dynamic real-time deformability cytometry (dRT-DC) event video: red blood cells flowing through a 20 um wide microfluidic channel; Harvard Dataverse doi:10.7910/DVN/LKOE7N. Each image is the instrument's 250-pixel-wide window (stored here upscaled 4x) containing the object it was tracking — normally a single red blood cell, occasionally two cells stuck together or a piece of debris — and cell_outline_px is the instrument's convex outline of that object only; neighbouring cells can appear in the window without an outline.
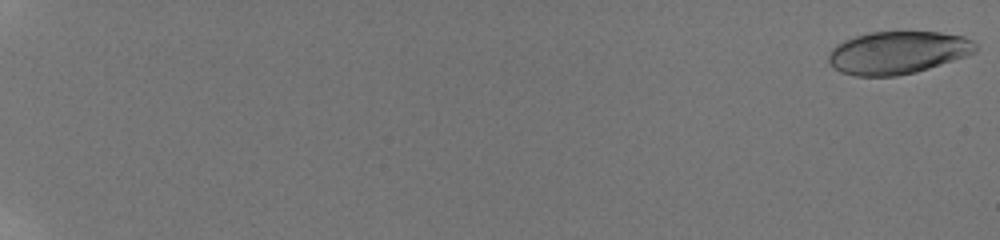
{"species": "human", "species_latin": "Homo sapiens", "temperature_condition": "room temperature", "stored_images_in_passage": 46, "camera_frame_rate_fps": 3000, "um_per_image_px": 0.085, "donor": {"sex": "male"}, "frame": {"image": 1, "passage_image": 1, "time_ms": 0.0, "image_size_px": [1000, 240], "cell_outline_px": [[976, 52], [916, 72], [896, 76], [856, 76], [840, 72], [828, 60], [828, 52], [836, 44], [844, 40], [868, 32], [940, 32], [964, 36], [972, 40], [976, 44]], "centroid_in_image_um": [76.28, 4.46], "position_along_channel_um": 8.7, "area_um2": 36.41}}
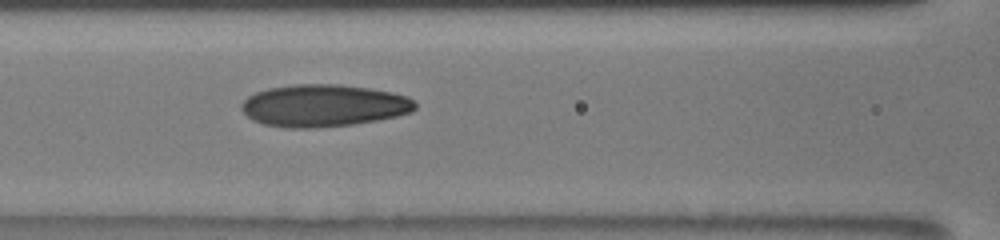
{"frame": {"image": 2, "passage_image": 23, "time_ms": 10.0, "image_size_px": [1000, 240], "cell_outline_px": [[416, 108], [412, 112], [396, 116], [376, 120], [352, 124], [316, 128], [284, 128], [264, 124], [252, 120], [240, 108], [240, 104], [248, 96], [256, 92], [268, 88], [296, 84], [340, 84], [368, 88], [392, 92], [404, 96], [412, 100], [416, 104]], "centroid_in_image_um": [27.47, 8.98], "position_along_channel_um": 139.1, "area_um2": 42.71}}
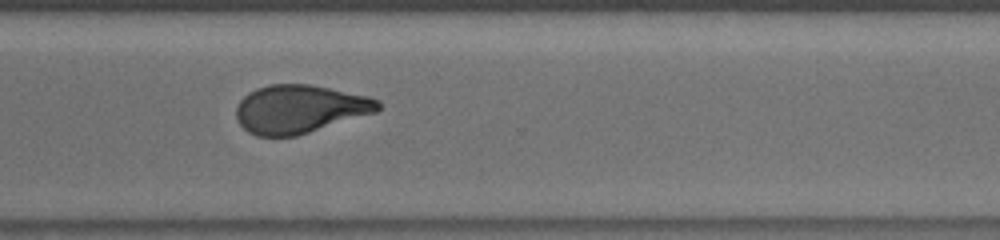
{"frame": {"image": 3, "passage_image": 38, "time_ms": 15.333, "image_size_px": [1000, 240], "cell_outline_px": [[380, 108], [376, 112], [296, 136], [256, 136], [248, 132], [240, 124], [236, 116], [236, 108], [240, 100], [248, 92], [256, 88], [268, 84], [312, 84], [368, 96], [380, 100]], "centroid_in_image_um": [25.46, 9.26], "position_along_channel_um": 345.1, "area_um2": 39.94}, "authors_computed_cell_mechanics": {"area_um2": 40.0554, "velocity_mm_per_s": 3.8727, "shape_relaxation_time_tau1_ms": 6.6722, "shape_relaxation_time_tau2_ms": 1.5326, "deformation_change_tau1": 0.1996, "deformation_change_tau2": 0.0826}}